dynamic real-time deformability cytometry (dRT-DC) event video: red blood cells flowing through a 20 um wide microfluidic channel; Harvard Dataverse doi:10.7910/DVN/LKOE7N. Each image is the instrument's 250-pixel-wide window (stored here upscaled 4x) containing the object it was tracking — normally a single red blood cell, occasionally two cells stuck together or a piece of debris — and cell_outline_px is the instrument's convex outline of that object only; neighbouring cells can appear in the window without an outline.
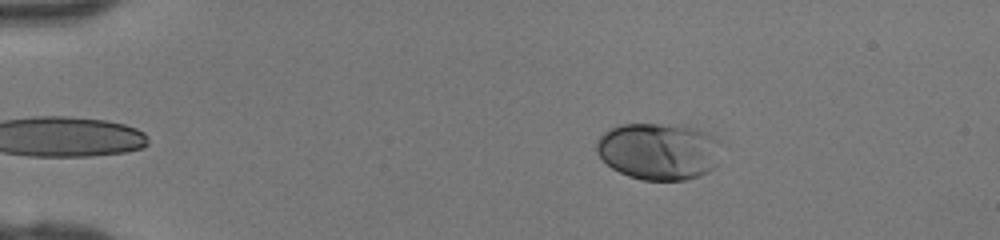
{"species": "human", "species_latin": "Homo sapiens", "temperature_condition": "room temperature", "stored_images_in_passage": 38, "camera_frame_rate_fps": 3000, "um_per_image_px": 0.085, "donor": {"sex": "female"}, "frame": {"image": 1, "passage_image": 1, "time_ms": 0.0, "image_size_px": [1000, 240], "cell_outline_px": [[720, 140], [716, 168], [700, 176], [684, 180], [644, 180], [628, 176], [612, 168], [596, 152], [596, 140], [608, 128], [620, 124], [680, 124], [696, 128]], "centroid_in_image_um": [55.99, 12.84], "position_along_channel_um": 29.0, "area_um2": 41.79}}
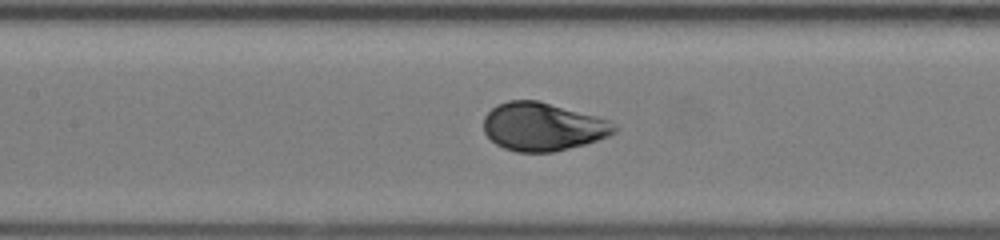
{"frame": {"image": 2, "passage_image": 15, "time_ms": 4.667, "image_size_px": [1000, 240], "cell_outline_px": [[616, 132], [608, 136], [584, 144], [552, 152], [516, 152], [504, 148], [496, 144], [484, 132], [484, 116], [496, 104], [508, 100], [540, 100], [596, 116], [608, 120], [616, 128]], "centroid_in_image_um": [46.1, 10.76], "position_along_channel_um": 161.3, "area_um2": 36.59}}
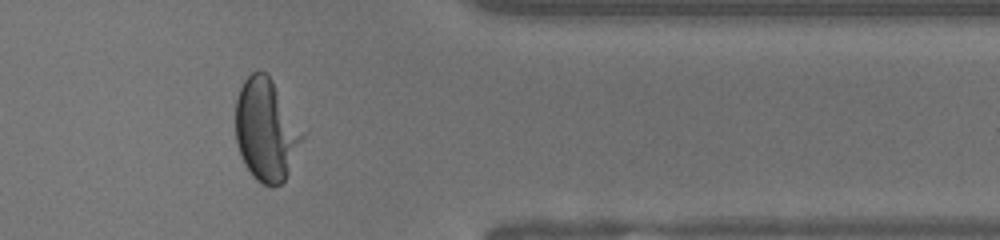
{"frame": {"image": 3, "passage_image": 31, "time_ms": 10.0, "image_size_px": [1000, 240], "cell_outline_px": [[304, 136], [288, 172], [284, 180], [280, 184], [260, 184], [252, 176], [244, 164], [236, 144], [236, 100], [240, 88], [244, 80], [252, 72], [260, 68], [272, 80]], "centroid_in_image_um": [22.57, 11.04], "position_along_channel_um": 388.8, "area_um2": 38.9}}